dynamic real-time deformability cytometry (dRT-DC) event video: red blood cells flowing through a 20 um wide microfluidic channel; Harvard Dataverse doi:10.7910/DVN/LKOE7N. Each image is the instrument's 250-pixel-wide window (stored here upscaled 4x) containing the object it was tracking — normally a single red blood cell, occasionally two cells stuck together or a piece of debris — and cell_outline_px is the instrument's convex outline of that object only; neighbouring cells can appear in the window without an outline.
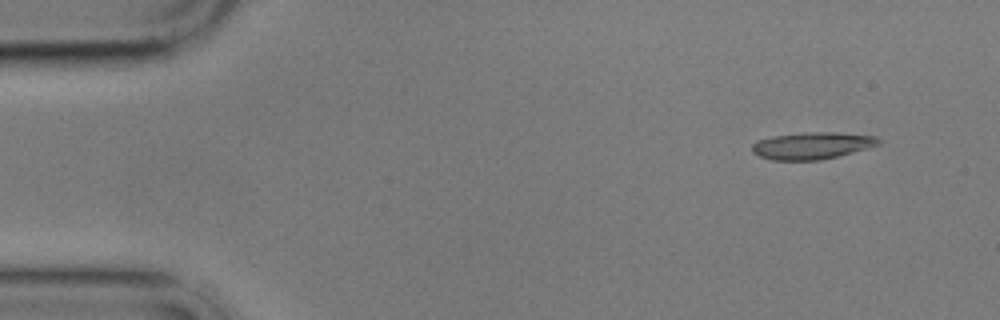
{"species": "common noctule bat (a hibernating species)", "species_latin": "Nyctalus noctula", "temperature_condition": "cold", "stored_images_in_passage": 8, "camera_frame_rate_fps": 3000, "um_per_image_px": 0.085, "animal": {"sex": "male", "body_mass_g": 17.9}, "frame": {"image": 1, "passage_image": 2, "time_ms": 1.333, "image_size_px": [1000, 320], "cell_outline_px": [[880, 144], [836, 156], [820, 160], [772, 160], [760, 156], [752, 152], [752, 144], [756, 140], [772, 136], [808, 132], [836, 132], [876, 136], [880, 140]], "centroid_in_image_um": [68.98, 12.37], "position_along_channel_um": 16.0, "area_um2": 19.71}}
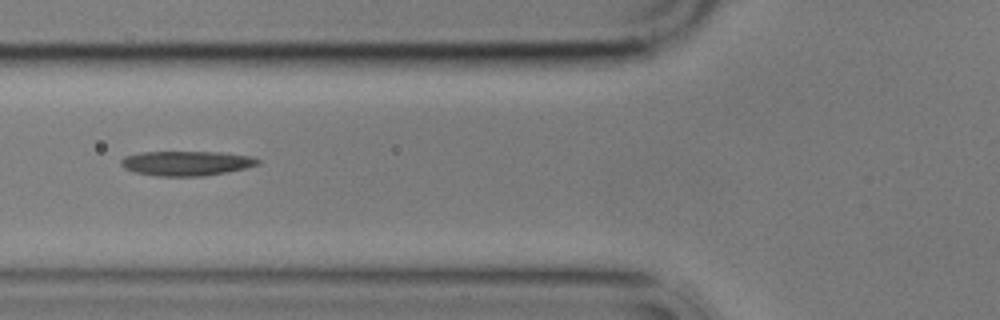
{"frame": {"image": 2, "passage_image": 7, "time_ms": 7.0, "image_size_px": [1000, 320], "cell_outline_px": [[260, 164], [228, 172], [204, 176], [156, 176], [132, 172], [124, 168], [120, 164], [120, 160], [124, 156], [140, 152], [220, 152], [252, 156], [260, 160]], "centroid_in_image_um": [15.82, 13.88], "position_along_channel_um": 110.0, "area_um2": 19.88}}
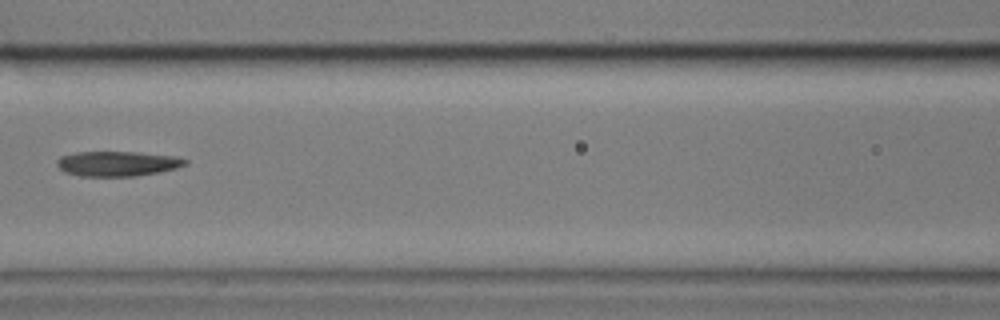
{"frame": {"image": 3, "passage_image": 8, "time_ms": 8.333, "image_size_px": [1000, 320], "cell_outline_px": [[188, 164], [176, 168], [160, 172], [136, 176], [80, 176], [64, 172], [56, 164], [56, 160], [60, 156], [76, 152], [140, 152], [176, 156], [188, 160]], "centroid_in_image_um": [9.99, 13.91], "position_along_channel_um": 156.6, "area_um2": 18.84}}